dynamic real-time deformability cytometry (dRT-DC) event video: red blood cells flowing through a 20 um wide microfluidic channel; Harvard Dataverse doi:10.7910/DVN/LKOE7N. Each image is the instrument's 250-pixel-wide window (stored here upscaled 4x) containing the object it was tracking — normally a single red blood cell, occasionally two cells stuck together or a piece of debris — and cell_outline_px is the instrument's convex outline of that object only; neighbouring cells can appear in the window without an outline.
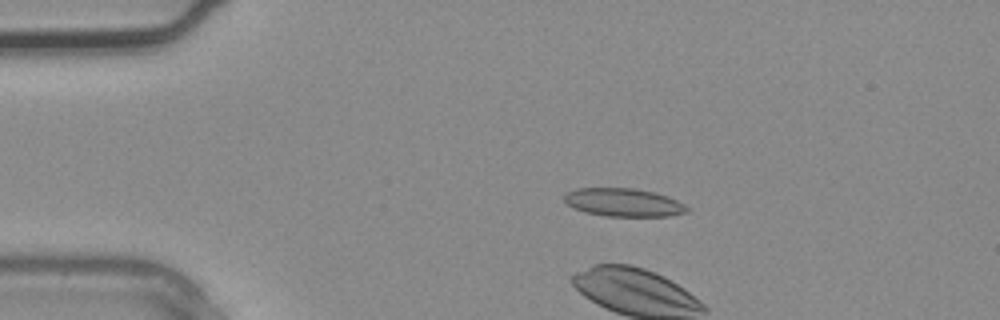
{"species": "common noctule bat (a hibernating species)", "species_latin": "Nyctalus noctula", "temperature_condition": "warm", "stored_images_in_passage": 4, "camera_frame_rate_fps": 3000, "um_per_image_px": 0.085, "animal": {"sex": "male", "body_mass_g": 20.4}, "frame": {"image": 1, "passage_image": 2, "time_ms": 0.333, "image_size_px": [1000, 320], "cell_outline_px": [[688, 212], [668, 216], [608, 216], [584, 212], [568, 204], [564, 200], [564, 192], [576, 188], [632, 188], [652, 192], [668, 196], [684, 204], [688, 208]], "centroid_in_image_um": [52.98, 17.2], "position_along_channel_um": 32.0, "area_um2": 20.06}}